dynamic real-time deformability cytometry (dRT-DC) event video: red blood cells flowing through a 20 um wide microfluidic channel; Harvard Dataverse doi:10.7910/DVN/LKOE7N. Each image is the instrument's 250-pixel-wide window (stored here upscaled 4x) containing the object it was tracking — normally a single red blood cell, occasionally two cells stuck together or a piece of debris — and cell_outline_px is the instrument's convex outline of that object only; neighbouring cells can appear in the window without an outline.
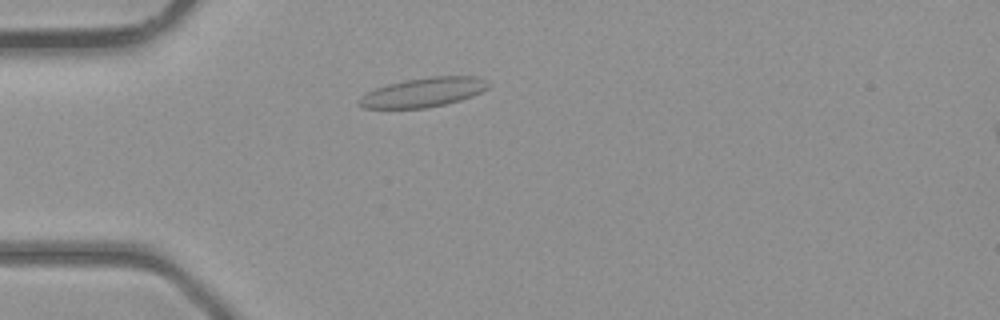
{"species": "common noctule bat (a hibernating species)", "species_latin": "Nyctalus noctula", "temperature_condition": "room temperature", "stored_images_in_passage": 3, "camera_frame_rate_fps": 3000, "um_per_image_px": 0.085, "animal": {"sex": "male", "body_mass_g": 23.1, "forearm_length_mm": 52.7}, "frame": {"image": 1, "passage_image": 3, "time_ms": 3.333, "image_size_px": [1000, 320], "cell_outline_px": [[488, 88], [472, 96], [460, 100], [444, 104], [424, 108], [364, 108], [360, 104], [360, 100], [368, 92], [376, 88], [388, 84], [428, 76], [476, 76], [484, 80], [488, 84]], "centroid_in_image_um": [36.02, 7.84], "position_along_channel_um": 49.0, "area_um2": 21.56}}